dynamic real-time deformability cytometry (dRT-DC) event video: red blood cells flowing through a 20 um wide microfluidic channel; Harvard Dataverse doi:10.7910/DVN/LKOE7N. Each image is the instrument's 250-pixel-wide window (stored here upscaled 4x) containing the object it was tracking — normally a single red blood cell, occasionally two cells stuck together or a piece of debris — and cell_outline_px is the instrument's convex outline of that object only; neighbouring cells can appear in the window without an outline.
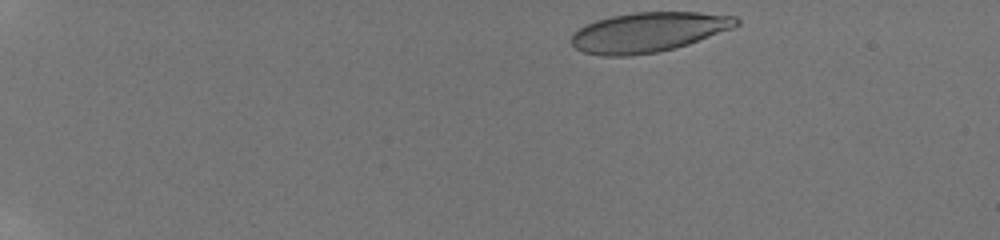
{"species": "human", "species_latin": "Homo sapiens", "temperature_condition": "room temperature", "stored_images_in_passage": 15, "camera_frame_rate_fps": 3000, "um_per_image_px": 0.085, "donor": {"sex": "male"}, "frame": {"image": 1, "passage_image": 1, "time_ms": 0.0, "image_size_px": [1000, 240], "cell_outline_px": [[740, 24], [732, 28], [688, 44], [676, 48], [656, 52], [628, 56], [604, 56], [584, 52], [576, 48], [572, 44], [572, 36], [580, 28], [596, 20], [612, 16], [636, 12], [700, 12], [736, 16], [740, 20]], "centroid_in_image_um": [55.15, 2.73], "position_along_channel_um": 29.9, "area_um2": 37.97}}